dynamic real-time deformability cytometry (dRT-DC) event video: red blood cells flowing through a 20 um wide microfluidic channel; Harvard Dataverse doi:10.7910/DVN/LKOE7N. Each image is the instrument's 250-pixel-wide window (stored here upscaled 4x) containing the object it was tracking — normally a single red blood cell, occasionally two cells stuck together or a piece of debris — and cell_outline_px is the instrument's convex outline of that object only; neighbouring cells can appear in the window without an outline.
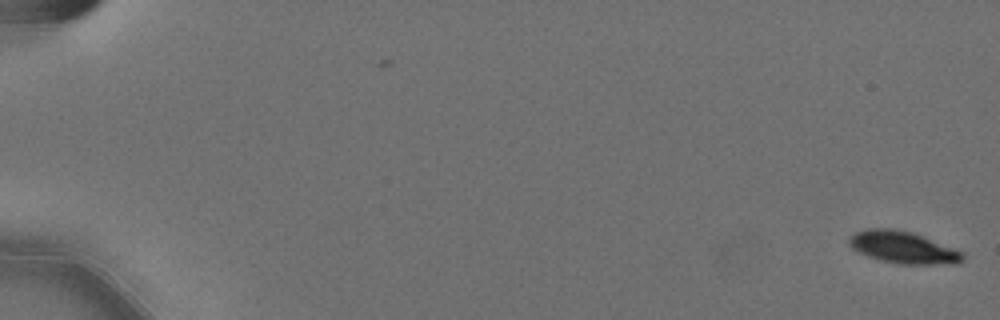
{"species": "Egyptian fruit bat (a non-hibernating species)", "species_latin": "Rousettus aegyptiacus", "temperature_condition": "cold", "stored_images_in_passage": 58, "camera_frame_rate_fps": 3000, "um_per_image_px": 0.085, "animal": {"sex": "female"}, "frame": {"image": 1, "passage_image": 1, "time_ms": 0.0, "image_size_px": [1000, 320], "cell_outline_px": [[964, 260], [960, 264], [900, 264], [880, 260], [868, 256], [852, 248], [848, 244], [848, 240], [856, 232], [864, 228], [896, 228], [912, 232], [924, 236], [956, 248], [964, 252]], "centroid_in_image_um": [76.82, 21.02], "position_along_channel_um": 8.2, "area_um2": 21.56}}
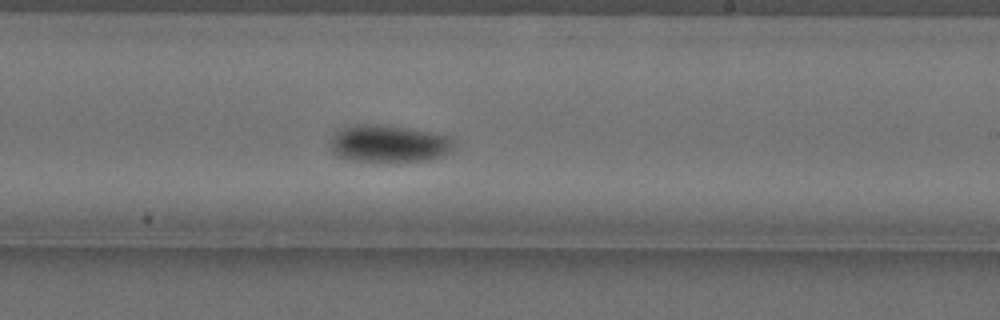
{"frame": {"image": 2, "passage_image": 37, "time_ms": 12.0, "image_size_px": [1000, 320], "cell_outline_px": [[456, 140], [452, 148], [444, 156], [432, 160], [376, 164], [352, 160], [336, 156], [328, 148], [328, 140], [336, 132], [344, 128], [356, 124], [384, 124], [432, 132], [448, 136]], "centroid_in_image_um": [33.02, 12.25], "position_along_channel_um": 256.0, "area_um2": 28.09}}
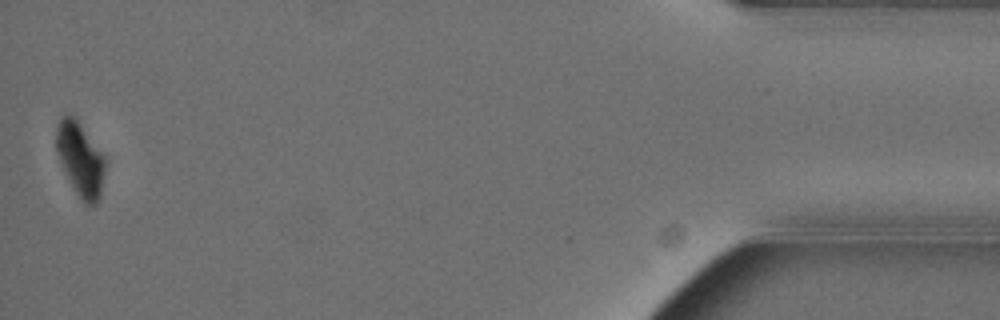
{"frame": {"image": 3, "passage_image": 58, "time_ms": 19.0, "image_size_px": [1000, 320], "cell_outline_px": [[104, 172], [100, 196], [96, 204], [84, 204], [80, 200], [64, 172], [56, 152], [56, 124], [60, 116], [64, 112], [76, 116], [104, 156]], "centroid_in_image_um": [6.78, 13.47], "position_along_channel_um": 428.4, "area_um2": 21.33}, "authors_computed_cell_mechanics": {"area_um2": 24.3049, "velocity_mm_per_s": 3.5552, "shape_relaxation_time_tau1_ms": 3.0457, "shape_relaxation_time_tau2_ms": null, "deformation_change_tau1": 0.116, "deformation_change_tau2": null}}